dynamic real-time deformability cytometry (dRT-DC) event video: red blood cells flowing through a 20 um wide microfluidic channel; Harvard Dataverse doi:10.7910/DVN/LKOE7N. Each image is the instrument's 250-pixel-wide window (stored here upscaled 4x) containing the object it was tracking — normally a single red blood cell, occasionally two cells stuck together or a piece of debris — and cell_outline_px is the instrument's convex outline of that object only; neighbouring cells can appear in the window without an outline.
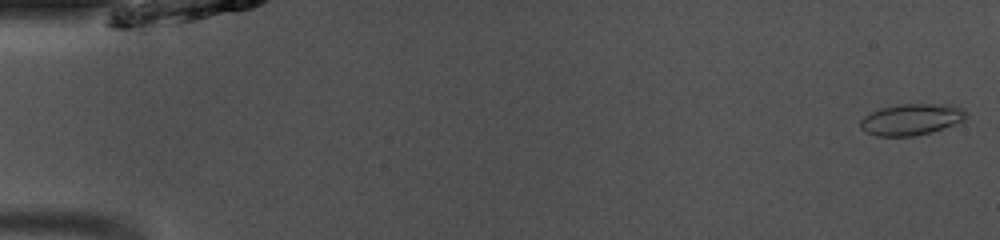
{"species": "common noctule bat (a hibernating species)", "species_latin": "Nyctalus noctula", "temperature_condition": "room temperature", "stored_images_in_passage": 48, "camera_frame_rate_fps": 3000, "um_per_image_px": 0.085, "animal": {"sex": "male", "body_mass_g": 13.0, "forearm_length_mm": 53.1}, "frame": {"image": 1, "passage_image": 1, "time_ms": 0.0, "image_size_px": [1000, 240], "cell_outline_px": [[968, 116], [964, 120], [932, 132], [912, 136], [876, 136], [860, 128], [860, 120], [864, 116], [880, 108], [900, 104], [940, 104], [964, 108], [968, 112]], "centroid_in_image_um": [77.48, 10.15], "position_along_channel_um": 7.5, "area_um2": 19.25}}
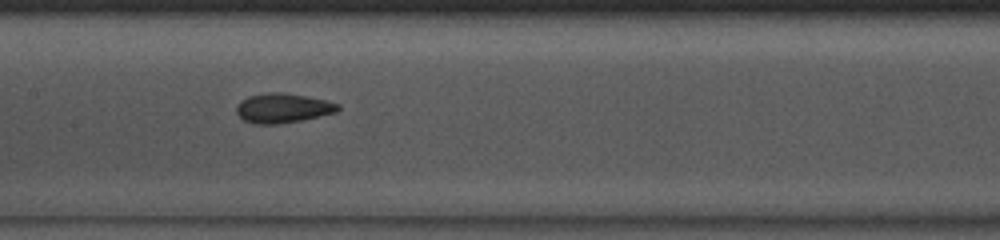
{"frame": {"image": 2, "passage_image": 24, "time_ms": 7.667, "image_size_px": [1000, 240], "cell_outline_px": [[340, 108], [336, 112], [300, 120], [276, 124], [252, 124], [244, 120], [236, 112], [236, 104], [240, 100], [248, 96], [268, 92], [280, 92], [304, 96], [324, 100], [340, 104]], "centroid_in_image_um": [23.98, 9.18], "position_along_channel_um": 183.4, "area_um2": 17.34}}
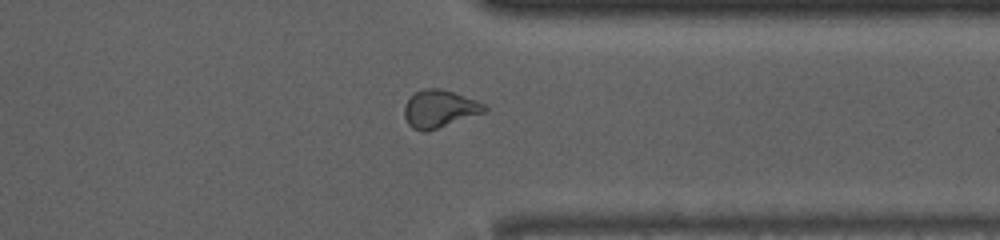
{"frame": {"image": 3, "passage_image": 38, "time_ms": 12.333, "image_size_px": [1000, 240], "cell_outline_px": [[488, 108], [484, 112], [424, 132], [412, 128], [408, 124], [404, 116], [404, 104], [416, 92], [424, 88], [440, 88], [476, 100], [484, 104]], "centroid_in_image_um": [37.32, 9.24], "position_along_channel_um": 374.1, "area_um2": 17.17}, "authors_computed_cell_mechanics": {"area_um2": 17.8024, "velocity_mm_per_s": 4.1206, "shape_relaxation_time_tau1_ms": 4.3746, "shape_relaxation_time_tau2_ms": 1.4468, "deformation_change_tau1": 0.1336, "deformation_change_tau2": 0.067}}